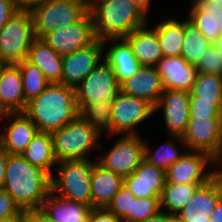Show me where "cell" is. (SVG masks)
<instances>
[{
  "mask_svg": "<svg viewBox=\"0 0 222 222\" xmlns=\"http://www.w3.org/2000/svg\"><path fill=\"white\" fill-rule=\"evenodd\" d=\"M55 52L63 56L92 44L96 39L91 13L88 12L80 21L53 30L42 38Z\"/></svg>",
  "mask_w": 222,
  "mask_h": 222,
  "instance_id": "obj_14",
  "label": "cell"
},
{
  "mask_svg": "<svg viewBox=\"0 0 222 222\" xmlns=\"http://www.w3.org/2000/svg\"><path fill=\"white\" fill-rule=\"evenodd\" d=\"M88 222H122L107 208H91Z\"/></svg>",
  "mask_w": 222,
  "mask_h": 222,
  "instance_id": "obj_41",
  "label": "cell"
},
{
  "mask_svg": "<svg viewBox=\"0 0 222 222\" xmlns=\"http://www.w3.org/2000/svg\"><path fill=\"white\" fill-rule=\"evenodd\" d=\"M51 134L53 153L57 162L90 159L93 149L101 147L100 135L79 113L70 123Z\"/></svg>",
  "mask_w": 222,
  "mask_h": 222,
  "instance_id": "obj_4",
  "label": "cell"
},
{
  "mask_svg": "<svg viewBox=\"0 0 222 222\" xmlns=\"http://www.w3.org/2000/svg\"><path fill=\"white\" fill-rule=\"evenodd\" d=\"M24 113L39 132L52 133L79 114L75 88L62 83H50L38 97L27 103Z\"/></svg>",
  "mask_w": 222,
  "mask_h": 222,
  "instance_id": "obj_2",
  "label": "cell"
},
{
  "mask_svg": "<svg viewBox=\"0 0 222 222\" xmlns=\"http://www.w3.org/2000/svg\"><path fill=\"white\" fill-rule=\"evenodd\" d=\"M96 163L90 159L57 162V176H51V192L91 206V176Z\"/></svg>",
  "mask_w": 222,
  "mask_h": 222,
  "instance_id": "obj_5",
  "label": "cell"
},
{
  "mask_svg": "<svg viewBox=\"0 0 222 222\" xmlns=\"http://www.w3.org/2000/svg\"><path fill=\"white\" fill-rule=\"evenodd\" d=\"M142 222H168V213L164 211H160L154 216L145 219Z\"/></svg>",
  "mask_w": 222,
  "mask_h": 222,
  "instance_id": "obj_49",
  "label": "cell"
},
{
  "mask_svg": "<svg viewBox=\"0 0 222 222\" xmlns=\"http://www.w3.org/2000/svg\"><path fill=\"white\" fill-rule=\"evenodd\" d=\"M137 8H139L145 15L149 11L152 0H130Z\"/></svg>",
  "mask_w": 222,
  "mask_h": 222,
  "instance_id": "obj_48",
  "label": "cell"
},
{
  "mask_svg": "<svg viewBox=\"0 0 222 222\" xmlns=\"http://www.w3.org/2000/svg\"><path fill=\"white\" fill-rule=\"evenodd\" d=\"M3 189L20 209H40L51 192V176L22 155L8 154Z\"/></svg>",
  "mask_w": 222,
  "mask_h": 222,
  "instance_id": "obj_1",
  "label": "cell"
},
{
  "mask_svg": "<svg viewBox=\"0 0 222 222\" xmlns=\"http://www.w3.org/2000/svg\"><path fill=\"white\" fill-rule=\"evenodd\" d=\"M103 40L96 39L92 44L73 53L62 56L61 83L77 88V86L100 64L105 50Z\"/></svg>",
  "mask_w": 222,
  "mask_h": 222,
  "instance_id": "obj_13",
  "label": "cell"
},
{
  "mask_svg": "<svg viewBox=\"0 0 222 222\" xmlns=\"http://www.w3.org/2000/svg\"><path fill=\"white\" fill-rule=\"evenodd\" d=\"M4 113L0 110V117L2 118Z\"/></svg>",
  "mask_w": 222,
  "mask_h": 222,
  "instance_id": "obj_55",
  "label": "cell"
},
{
  "mask_svg": "<svg viewBox=\"0 0 222 222\" xmlns=\"http://www.w3.org/2000/svg\"><path fill=\"white\" fill-rule=\"evenodd\" d=\"M17 65L19 66L22 76L26 108L27 103L33 98L38 97L46 89L50 82L43 75V72L27 59L17 63Z\"/></svg>",
  "mask_w": 222,
  "mask_h": 222,
  "instance_id": "obj_33",
  "label": "cell"
},
{
  "mask_svg": "<svg viewBox=\"0 0 222 222\" xmlns=\"http://www.w3.org/2000/svg\"><path fill=\"white\" fill-rule=\"evenodd\" d=\"M97 163L123 177L131 175L144 160V140L141 135H123L100 157Z\"/></svg>",
  "mask_w": 222,
  "mask_h": 222,
  "instance_id": "obj_11",
  "label": "cell"
},
{
  "mask_svg": "<svg viewBox=\"0 0 222 222\" xmlns=\"http://www.w3.org/2000/svg\"><path fill=\"white\" fill-rule=\"evenodd\" d=\"M3 117L11 120L0 134V146L8 154L21 155L39 130L24 112L4 113Z\"/></svg>",
  "mask_w": 222,
  "mask_h": 222,
  "instance_id": "obj_17",
  "label": "cell"
},
{
  "mask_svg": "<svg viewBox=\"0 0 222 222\" xmlns=\"http://www.w3.org/2000/svg\"><path fill=\"white\" fill-rule=\"evenodd\" d=\"M206 1L214 2L215 4L220 5L222 7V0H206Z\"/></svg>",
  "mask_w": 222,
  "mask_h": 222,
  "instance_id": "obj_53",
  "label": "cell"
},
{
  "mask_svg": "<svg viewBox=\"0 0 222 222\" xmlns=\"http://www.w3.org/2000/svg\"><path fill=\"white\" fill-rule=\"evenodd\" d=\"M213 45L218 50L219 54L222 56V35H220L216 41L213 43Z\"/></svg>",
  "mask_w": 222,
  "mask_h": 222,
  "instance_id": "obj_50",
  "label": "cell"
},
{
  "mask_svg": "<svg viewBox=\"0 0 222 222\" xmlns=\"http://www.w3.org/2000/svg\"><path fill=\"white\" fill-rule=\"evenodd\" d=\"M0 110L3 113L25 110L22 76L17 64H5L0 71Z\"/></svg>",
  "mask_w": 222,
  "mask_h": 222,
  "instance_id": "obj_21",
  "label": "cell"
},
{
  "mask_svg": "<svg viewBox=\"0 0 222 222\" xmlns=\"http://www.w3.org/2000/svg\"><path fill=\"white\" fill-rule=\"evenodd\" d=\"M35 37L80 21L89 9L86 0H50L30 9Z\"/></svg>",
  "mask_w": 222,
  "mask_h": 222,
  "instance_id": "obj_6",
  "label": "cell"
},
{
  "mask_svg": "<svg viewBox=\"0 0 222 222\" xmlns=\"http://www.w3.org/2000/svg\"><path fill=\"white\" fill-rule=\"evenodd\" d=\"M203 184H174L166 182L161 197L160 208L170 215H177L191 200L196 189Z\"/></svg>",
  "mask_w": 222,
  "mask_h": 222,
  "instance_id": "obj_30",
  "label": "cell"
},
{
  "mask_svg": "<svg viewBox=\"0 0 222 222\" xmlns=\"http://www.w3.org/2000/svg\"><path fill=\"white\" fill-rule=\"evenodd\" d=\"M20 210L9 193L5 189L0 188V221L17 214Z\"/></svg>",
  "mask_w": 222,
  "mask_h": 222,
  "instance_id": "obj_40",
  "label": "cell"
},
{
  "mask_svg": "<svg viewBox=\"0 0 222 222\" xmlns=\"http://www.w3.org/2000/svg\"><path fill=\"white\" fill-rule=\"evenodd\" d=\"M217 168L218 162L209 154L199 151H187L172 166L166 170V182L174 184H205L211 180L219 171L206 170L208 164Z\"/></svg>",
  "mask_w": 222,
  "mask_h": 222,
  "instance_id": "obj_12",
  "label": "cell"
},
{
  "mask_svg": "<svg viewBox=\"0 0 222 222\" xmlns=\"http://www.w3.org/2000/svg\"><path fill=\"white\" fill-rule=\"evenodd\" d=\"M164 90L190 92L198 70L182 56L162 57L155 66Z\"/></svg>",
  "mask_w": 222,
  "mask_h": 222,
  "instance_id": "obj_18",
  "label": "cell"
},
{
  "mask_svg": "<svg viewBox=\"0 0 222 222\" xmlns=\"http://www.w3.org/2000/svg\"><path fill=\"white\" fill-rule=\"evenodd\" d=\"M29 222H55L48 217L41 209L29 211Z\"/></svg>",
  "mask_w": 222,
  "mask_h": 222,
  "instance_id": "obj_43",
  "label": "cell"
},
{
  "mask_svg": "<svg viewBox=\"0 0 222 222\" xmlns=\"http://www.w3.org/2000/svg\"><path fill=\"white\" fill-rule=\"evenodd\" d=\"M222 168L199 186L188 204L177 214L183 222H210V215L222 198Z\"/></svg>",
  "mask_w": 222,
  "mask_h": 222,
  "instance_id": "obj_15",
  "label": "cell"
},
{
  "mask_svg": "<svg viewBox=\"0 0 222 222\" xmlns=\"http://www.w3.org/2000/svg\"><path fill=\"white\" fill-rule=\"evenodd\" d=\"M120 91L144 99L155 106L164 89L156 68L141 65L137 73L120 83Z\"/></svg>",
  "mask_w": 222,
  "mask_h": 222,
  "instance_id": "obj_20",
  "label": "cell"
},
{
  "mask_svg": "<svg viewBox=\"0 0 222 222\" xmlns=\"http://www.w3.org/2000/svg\"><path fill=\"white\" fill-rule=\"evenodd\" d=\"M211 45L188 19H184V41L181 56L189 64L195 66Z\"/></svg>",
  "mask_w": 222,
  "mask_h": 222,
  "instance_id": "obj_31",
  "label": "cell"
},
{
  "mask_svg": "<svg viewBox=\"0 0 222 222\" xmlns=\"http://www.w3.org/2000/svg\"><path fill=\"white\" fill-rule=\"evenodd\" d=\"M204 53L203 57L195 65L198 72L222 76V56L216 47L212 44Z\"/></svg>",
  "mask_w": 222,
  "mask_h": 222,
  "instance_id": "obj_38",
  "label": "cell"
},
{
  "mask_svg": "<svg viewBox=\"0 0 222 222\" xmlns=\"http://www.w3.org/2000/svg\"><path fill=\"white\" fill-rule=\"evenodd\" d=\"M154 112V106L151 103L120 91L112 103V136L138 135L137 125Z\"/></svg>",
  "mask_w": 222,
  "mask_h": 222,
  "instance_id": "obj_10",
  "label": "cell"
},
{
  "mask_svg": "<svg viewBox=\"0 0 222 222\" xmlns=\"http://www.w3.org/2000/svg\"><path fill=\"white\" fill-rule=\"evenodd\" d=\"M27 60L36 65L50 83H61L62 56L44 40L35 38L29 49Z\"/></svg>",
  "mask_w": 222,
  "mask_h": 222,
  "instance_id": "obj_27",
  "label": "cell"
},
{
  "mask_svg": "<svg viewBox=\"0 0 222 222\" xmlns=\"http://www.w3.org/2000/svg\"><path fill=\"white\" fill-rule=\"evenodd\" d=\"M160 211V198L135 197L131 206V222H142Z\"/></svg>",
  "mask_w": 222,
  "mask_h": 222,
  "instance_id": "obj_37",
  "label": "cell"
},
{
  "mask_svg": "<svg viewBox=\"0 0 222 222\" xmlns=\"http://www.w3.org/2000/svg\"><path fill=\"white\" fill-rule=\"evenodd\" d=\"M188 20L213 44L222 35V7L206 0H194Z\"/></svg>",
  "mask_w": 222,
  "mask_h": 222,
  "instance_id": "obj_22",
  "label": "cell"
},
{
  "mask_svg": "<svg viewBox=\"0 0 222 222\" xmlns=\"http://www.w3.org/2000/svg\"><path fill=\"white\" fill-rule=\"evenodd\" d=\"M210 222H222V198L216 204L215 209L210 215Z\"/></svg>",
  "mask_w": 222,
  "mask_h": 222,
  "instance_id": "obj_47",
  "label": "cell"
},
{
  "mask_svg": "<svg viewBox=\"0 0 222 222\" xmlns=\"http://www.w3.org/2000/svg\"><path fill=\"white\" fill-rule=\"evenodd\" d=\"M166 184V171L145 159L135 171L124 177V185L138 198H160Z\"/></svg>",
  "mask_w": 222,
  "mask_h": 222,
  "instance_id": "obj_19",
  "label": "cell"
},
{
  "mask_svg": "<svg viewBox=\"0 0 222 222\" xmlns=\"http://www.w3.org/2000/svg\"><path fill=\"white\" fill-rule=\"evenodd\" d=\"M30 10L18 9L0 30V57L5 64H17L27 59L35 39Z\"/></svg>",
  "mask_w": 222,
  "mask_h": 222,
  "instance_id": "obj_7",
  "label": "cell"
},
{
  "mask_svg": "<svg viewBox=\"0 0 222 222\" xmlns=\"http://www.w3.org/2000/svg\"><path fill=\"white\" fill-rule=\"evenodd\" d=\"M119 92L120 83L113 69L103 59L75 88L79 113L91 103L113 102Z\"/></svg>",
  "mask_w": 222,
  "mask_h": 222,
  "instance_id": "obj_9",
  "label": "cell"
},
{
  "mask_svg": "<svg viewBox=\"0 0 222 222\" xmlns=\"http://www.w3.org/2000/svg\"><path fill=\"white\" fill-rule=\"evenodd\" d=\"M163 57L181 56L184 41V19L175 18L162 20L155 26Z\"/></svg>",
  "mask_w": 222,
  "mask_h": 222,
  "instance_id": "obj_29",
  "label": "cell"
},
{
  "mask_svg": "<svg viewBox=\"0 0 222 222\" xmlns=\"http://www.w3.org/2000/svg\"><path fill=\"white\" fill-rule=\"evenodd\" d=\"M190 101L222 102V76L198 72Z\"/></svg>",
  "mask_w": 222,
  "mask_h": 222,
  "instance_id": "obj_32",
  "label": "cell"
},
{
  "mask_svg": "<svg viewBox=\"0 0 222 222\" xmlns=\"http://www.w3.org/2000/svg\"><path fill=\"white\" fill-rule=\"evenodd\" d=\"M91 206L50 192L40 208L55 222H88Z\"/></svg>",
  "mask_w": 222,
  "mask_h": 222,
  "instance_id": "obj_26",
  "label": "cell"
},
{
  "mask_svg": "<svg viewBox=\"0 0 222 222\" xmlns=\"http://www.w3.org/2000/svg\"><path fill=\"white\" fill-rule=\"evenodd\" d=\"M183 148L209 154L219 165L222 163L221 116H190L183 136H174Z\"/></svg>",
  "mask_w": 222,
  "mask_h": 222,
  "instance_id": "obj_8",
  "label": "cell"
},
{
  "mask_svg": "<svg viewBox=\"0 0 222 222\" xmlns=\"http://www.w3.org/2000/svg\"><path fill=\"white\" fill-rule=\"evenodd\" d=\"M123 185V176L106 170L96 163L91 176V207L107 208Z\"/></svg>",
  "mask_w": 222,
  "mask_h": 222,
  "instance_id": "obj_25",
  "label": "cell"
},
{
  "mask_svg": "<svg viewBox=\"0 0 222 222\" xmlns=\"http://www.w3.org/2000/svg\"><path fill=\"white\" fill-rule=\"evenodd\" d=\"M134 199L135 196L123 185L115 194L107 209L122 219V222H131V206Z\"/></svg>",
  "mask_w": 222,
  "mask_h": 222,
  "instance_id": "obj_36",
  "label": "cell"
},
{
  "mask_svg": "<svg viewBox=\"0 0 222 222\" xmlns=\"http://www.w3.org/2000/svg\"><path fill=\"white\" fill-rule=\"evenodd\" d=\"M124 39L130 45L134 56L143 66L155 67L163 57L156 28L150 29L147 28V25H144L126 35Z\"/></svg>",
  "mask_w": 222,
  "mask_h": 222,
  "instance_id": "obj_24",
  "label": "cell"
},
{
  "mask_svg": "<svg viewBox=\"0 0 222 222\" xmlns=\"http://www.w3.org/2000/svg\"><path fill=\"white\" fill-rule=\"evenodd\" d=\"M5 65V63L3 62V60L1 59V57H0V71H1V69H2V67Z\"/></svg>",
  "mask_w": 222,
  "mask_h": 222,
  "instance_id": "obj_54",
  "label": "cell"
},
{
  "mask_svg": "<svg viewBox=\"0 0 222 222\" xmlns=\"http://www.w3.org/2000/svg\"><path fill=\"white\" fill-rule=\"evenodd\" d=\"M33 166L46 171L52 176V168L57 165L53 153L52 137L50 133L39 132L21 154Z\"/></svg>",
  "mask_w": 222,
  "mask_h": 222,
  "instance_id": "obj_28",
  "label": "cell"
},
{
  "mask_svg": "<svg viewBox=\"0 0 222 222\" xmlns=\"http://www.w3.org/2000/svg\"><path fill=\"white\" fill-rule=\"evenodd\" d=\"M48 1L50 0H17V5L19 9L30 10L32 7Z\"/></svg>",
  "mask_w": 222,
  "mask_h": 222,
  "instance_id": "obj_46",
  "label": "cell"
},
{
  "mask_svg": "<svg viewBox=\"0 0 222 222\" xmlns=\"http://www.w3.org/2000/svg\"><path fill=\"white\" fill-rule=\"evenodd\" d=\"M18 9L17 0H0V30Z\"/></svg>",
  "mask_w": 222,
  "mask_h": 222,
  "instance_id": "obj_42",
  "label": "cell"
},
{
  "mask_svg": "<svg viewBox=\"0 0 222 222\" xmlns=\"http://www.w3.org/2000/svg\"><path fill=\"white\" fill-rule=\"evenodd\" d=\"M168 222H183L177 215H170L168 213Z\"/></svg>",
  "mask_w": 222,
  "mask_h": 222,
  "instance_id": "obj_51",
  "label": "cell"
},
{
  "mask_svg": "<svg viewBox=\"0 0 222 222\" xmlns=\"http://www.w3.org/2000/svg\"><path fill=\"white\" fill-rule=\"evenodd\" d=\"M174 144V141H167L165 144L163 143L158 146L157 151L152 152V148L147 144V142H144V159L153 166L166 171L188 151L186 149L185 152H180V150L178 152Z\"/></svg>",
  "mask_w": 222,
  "mask_h": 222,
  "instance_id": "obj_35",
  "label": "cell"
},
{
  "mask_svg": "<svg viewBox=\"0 0 222 222\" xmlns=\"http://www.w3.org/2000/svg\"><path fill=\"white\" fill-rule=\"evenodd\" d=\"M112 103L113 102L91 103L80 112L81 116L100 136L104 130L108 136H112Z\"/></svg>",
  "mask_w": 222,
  "mask_h": 222,
  "instance_id": "obj_34",
  "label": "cell"
},
{
  "mask_svg": "<svg viewBox=\"0 0 222 222\" xmlns=\"http://www.w3.org/2000/svg\"><path fill=\"white\" fill-rule=\"evenodd\" d=\"M7 159L8 153L0 146V188L4 185Z\"/></svg>",
  "mask_w": 222,
  "mask_h": 222,
  "instance_id": "obj_44",
  "label": "cell"
},
{
  "mask_svg": "<svg viewBox=\"0 0 222 222\" xmlns=\"http://www.w3.org/2000/svg\"><path fill=\"white\" fill-rule=\"evenodd\" d=\"M98 39L124 38L148 23L147 16L130 0H105L90 8Z\"/></svg>",
  "mask_w": 222,
  "mask_h": 222,
  "instance_id": "obj_3",
  "label": "cell"
},
{
  "mask_svg": "<svg viewBox=\"0 0 222 222\" xmlns=\"http://www.w3.org/2000/svg\"><path fill=\"white\" fill-rule=\"evenodd\" d=\"M102 1H105V0H86V4H87V7L89 9L94 3H99V2H102Z\"/></svg>",
  "mask_w": 222,
  "mask_h": 222,
  "instance_id": "obj_52",
  "label": "cell"
},
{
  "mask_svg": "<svg viewBox=\"0 0 222 222\" xmlns=\"http://www.w3.org/2000/svg\"><path fill=\"white\" fill-rule=\"evenodd\" d=\"M222 102L190 101V116H221Z\"/></svg>",
  "mask_w": 222,
  "mask_h": 222,
  "instance_id": "obj_39",
  "label": "cell"
},
{
  "mask_svg": "<svg viewBox=\"0 0 222 222\" xmlns=\"http://www.w3.org/2000/svg\"><path fill=\"white\" fill-rule=\"evenodd\" d=\"M0 222H29V211L21 209L17 214L5 218Z\"/></svg>",
  "mask_w": 222,
  "mask_h": 222,
  "instance_id": "obj_45",
  "label": "cell"
},
{
  "mask_svg": "<svg viewBox=\"0 0 222 222\" xmlns=\"http://www.w3.org/2000/svg\"><path fill=\"white\" fill-rule=\"evenodd\" d=\"M113 43L104 53V60L113 69L119 83L138 72L141 64L134 56L132 49L124 38H111L103 40L106 46Z\"/></svg>",
  "mask_w": 222,
  "mask_h": 222,
  "instance_id": "obj_23",
  "label": "cell"
},
{
  "mask_svg": "<svg viewBox=\"0 0 222 222\" xmlns=\"http://www.w3.org/2000/svg\"><path fill=\"white\" fill-rule=\"evenodd\" d=\"M190 92L164 90L154 111L163 110L164 122L170 135L183 136L190 119Z\"/></svg>",
  "mask_w": 222,
  "mask_h": 222,
  "instance_id": "obj_16",
  "label": "cell"
}]
</instances>
